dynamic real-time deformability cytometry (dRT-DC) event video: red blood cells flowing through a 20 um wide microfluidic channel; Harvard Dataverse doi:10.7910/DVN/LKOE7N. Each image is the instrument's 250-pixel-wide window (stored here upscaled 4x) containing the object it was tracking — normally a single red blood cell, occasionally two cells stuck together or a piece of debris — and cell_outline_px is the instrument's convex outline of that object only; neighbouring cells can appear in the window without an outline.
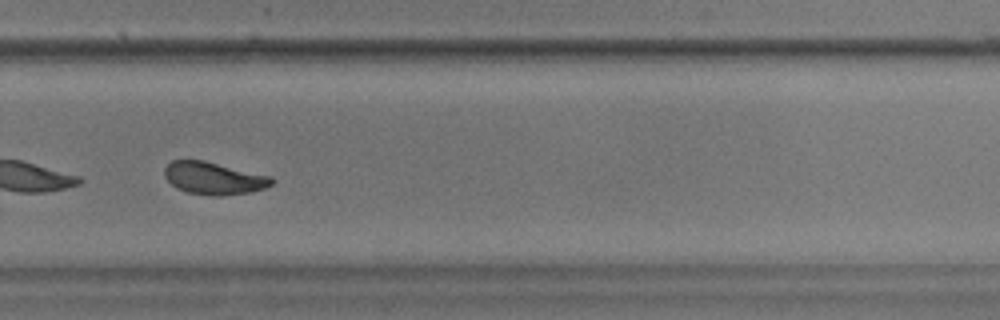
{"species": "common noctule bat (a hibernating species)", "species_latin": "Nyctalus noctula", "temperature_condition": "warm", "stored_images_in_passage": 35, "camera_frame_rate_fps": 3000, "um_per_image_px": 0.085, "animal": {"sex": "male", "body_mass_g": 17.9}, "frame": {"image": 1, "passage_image": 24, "time_ms": 7.667, "image_size_px": [1000, 320], "cell_outline_px": [[276, 180], [272, 184], [264, 188], [252, 192], [220, 196], [212, 196], [188, 192], [176, 188], [164, 176], [164, 168], [172, 160], [204, 160], [272, 176]], "centroid_in_image_um": [18.2, 15.15], "position_along_channel_um": 311.6, "area_um2": 20.4}, "authors_computed_cell_mechanics": {"area_um2": 20.0566, "velocity_mm_per_s": 3.5556, "shape_relaxation_time_tau1_ms": 6.0851, "shape_relaxation_time_tau2_ms": 2.158, "deformation_change_tau1": 0.1488, "deformation_change_tau2": 0.0752}}